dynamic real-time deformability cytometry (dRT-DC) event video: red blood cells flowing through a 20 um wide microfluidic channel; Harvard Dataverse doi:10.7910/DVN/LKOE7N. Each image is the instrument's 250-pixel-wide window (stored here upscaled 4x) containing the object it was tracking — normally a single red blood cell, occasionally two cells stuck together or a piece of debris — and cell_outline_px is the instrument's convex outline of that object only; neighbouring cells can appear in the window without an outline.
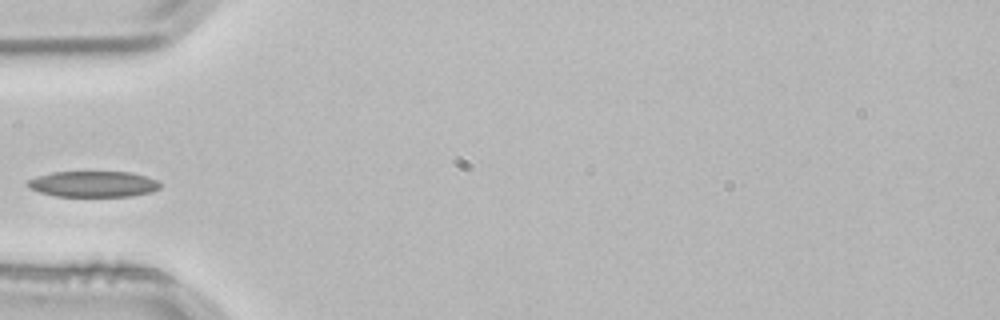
{"species": "common noctule bat (a hibernating species)", "species_latin": "Nyctalus noctula", "temperature_condition": "room temperature", "stored_images_in_passage": 3, "camera_frame_rate_fps": 3000, "um_per_image_px": 0.085, "animal": {"sex": "male", "body_mass_g": 21.5, "forearm_length_mm": 52.0}, "frame": {"image": 1, "passage_image": 3, "time_ms": 0.667, "image_size_px": [1000, 320], "cell_outline_px": [[160, 188], [152, 192], [132, 196], [52, 196], [40, 192], [24, 184], [28, 180], [36, 176], [52, 172], [132, 172], [156, 180], [160, 184]], "centroid_in_image_um": [7.91, 15.64], "position_along_channel_um": 77.1, "area_um2": 20.0}}